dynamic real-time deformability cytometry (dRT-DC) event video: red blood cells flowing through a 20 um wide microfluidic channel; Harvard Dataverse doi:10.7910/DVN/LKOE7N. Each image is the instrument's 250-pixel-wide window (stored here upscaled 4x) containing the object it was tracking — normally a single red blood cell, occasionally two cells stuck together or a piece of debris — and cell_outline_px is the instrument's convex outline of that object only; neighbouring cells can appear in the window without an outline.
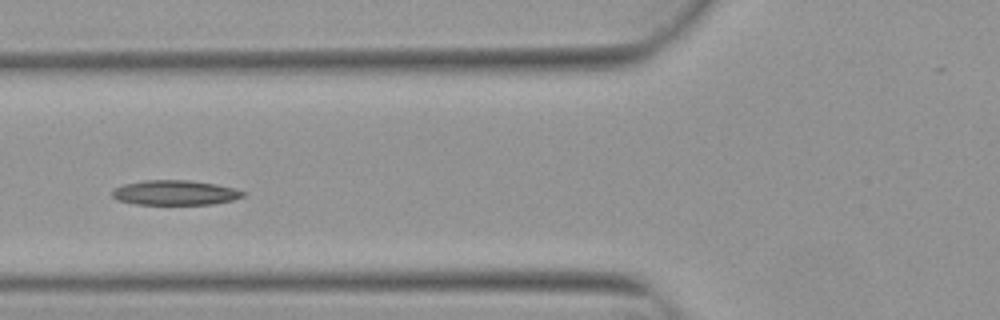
{"species": "Egyptian fruit bat (a non-hibernating species)", "species_latin": "Rousettus aegyptiacus", "temperature_condition": "warm", "stored_images_in_passage": 8, "camera_frame_rate_fps": 3000, "um_per_image_px": 0.085, "animal": {"sex": "female"}, "frame": {"image": 1, "passage_image": 6, "time_ms": 1.667, "image_size_px": [1000, 320], "cell_outline_px": [[248, 192], [244, 196], [232, 200], [212, 204], [136, 204], [116, 200], [112, 196], [112, 192], [116, 188], [124, 184], [144, 180], [188, 180], [216, 184]], "centroid_in_image_um": [14.88, 16.38], "position_along_channel_um": 110.9, "area_um2": 18.84}}
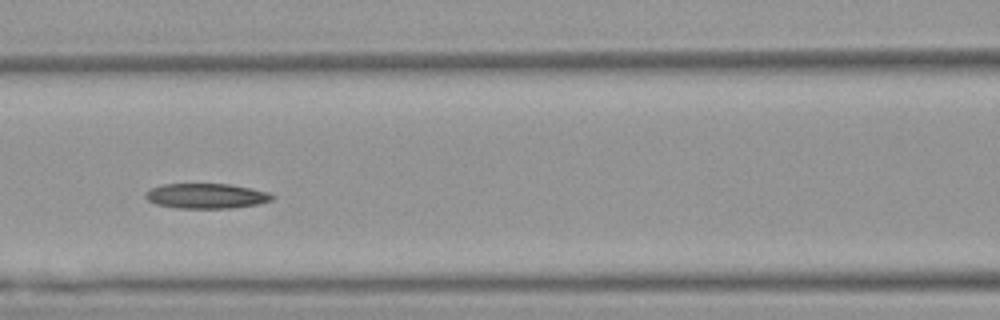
{"frame": {"image": 2, "passage_image": 7, "time_ms": 2.0, "image_size_px": [1000, 320], "cell_outline_px": [[276, 196], [272, 200], [260, 204], [232, 208], [176, 208], [156, 204], [148, 200], [144, 196], [144, 192], [152, 188], [164, 184], [232, 184], [252, 188], [268, 192]], "centroid_in_image_um": [17.57, 16.66], "position_along_channel_um": 149.0, "area_um2": 18.67}}
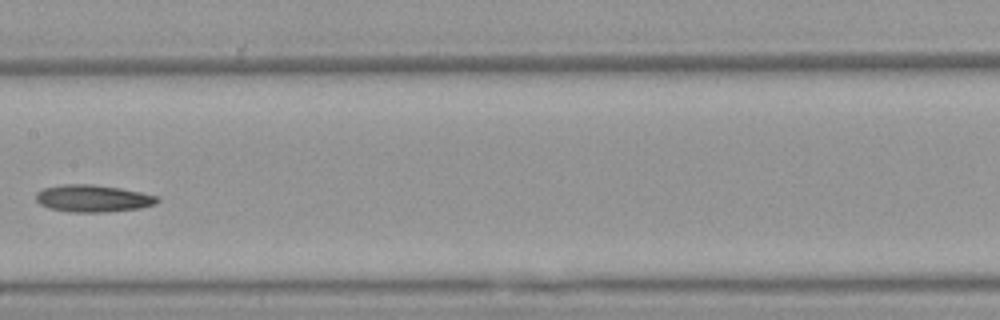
{"frame": {"image": 3, "passage_image": 8, "time_ms": 2.333, "image_size_px": [1000, 320], "cell_outline_px": [[160, 200], [156, 204], [140, 208], [104, 212], [68, 212], [48, 208], [40, 204], [36, 200], [36, 192], [44, 188], [64, 184], [92, 184], [120, 188], [140, 192], [156, 196]], "centroid_in_image_um": [7.88, 16.87], "position_along_channel_um": 199.5, "area_um2": 19.19}}